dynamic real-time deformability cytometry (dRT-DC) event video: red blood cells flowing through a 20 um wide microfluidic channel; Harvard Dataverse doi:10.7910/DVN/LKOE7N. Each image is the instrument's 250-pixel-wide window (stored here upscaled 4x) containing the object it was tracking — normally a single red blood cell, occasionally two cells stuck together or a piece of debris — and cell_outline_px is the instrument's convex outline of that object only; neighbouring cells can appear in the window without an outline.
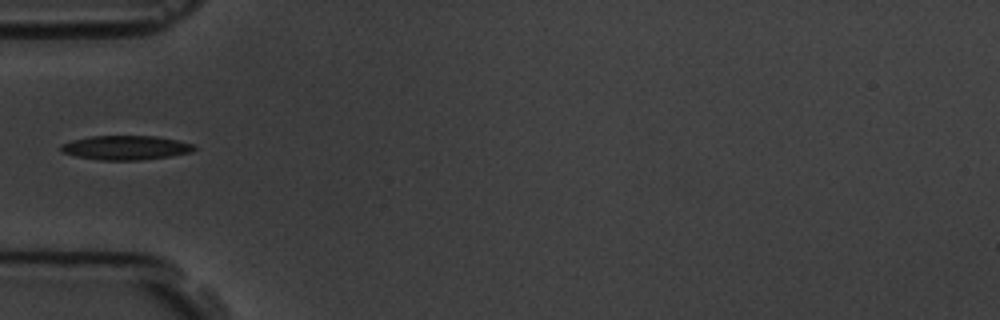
{"species": "common noctule bat (a hibernating species)", "species_latin": "Nyctalus noctula", "temperature_condition": "room temperature", "stored_images_in_passage": 8, "camera_frame_rate_fps": 3000, "um_per_image_px": 0.085, "animal": {"sex": "male", "body_mass_g": 19.5, "forearm_length_mm": 54.6}, "frame": {"image": 1, "passage_image": 3, "time_ms": 2.333, "image_size_px": [1000, 320], "cell_outline_px": [[196, 148], [192, 152], [168, 156], [140, 160], [100, 160], [76, 156], [60, 152], [60, 144], [72, 140], [92, 136], [156, 136], [176, 140], [192, 144]], "centroid_in_image_um": [10.64, 12.55], "position_along_channel_um": 74.4, "area_um2": 18.73}}
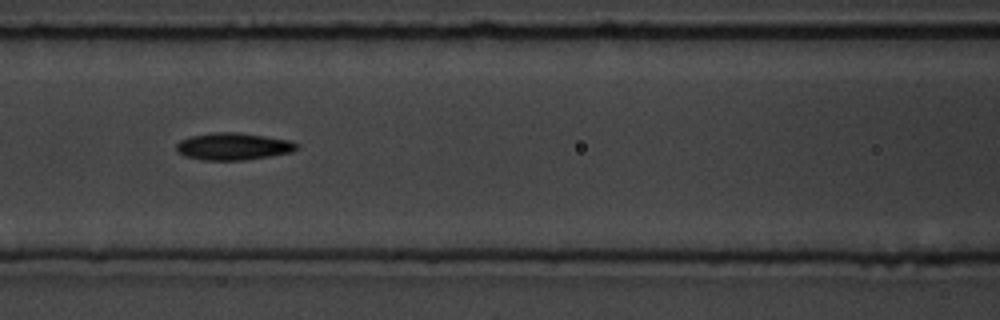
{"frame": {"image": 2, "passage_image": 5, "time_ms": 4.333, "image_size_px": [1000, 320], "cell_outline_px": [[300, 148], [292, 152], [244, 160], [200, 160], [184, 156], [176, 152], [176, 144], [180, 140], [188, 136], [212, 132], [240, 132], [292, 140], [300, 144]], "centroid_in_image_um": [19.82, 12.43], "position_along_channel_um": 146.8, "area_um2": 19.48}}
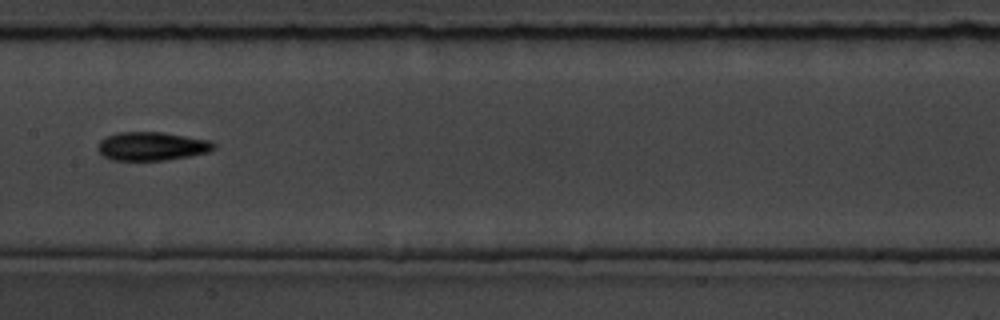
{"frame": {"image": 3, "passage_image": 6, "time_ms": 5.667, "image_size_px": [1000, 320], "cell_outline_px": [[216, 148], [208, 152], [188, 156], [164, 160], [112, 160], [104, 156], [96, 148], [100, 140], [116, 132], [160, 132], [212, 140], [216, 144]], "centroid_in_image_um": [12.92, 12.42], "position_along_channel_um": 194.5, "area_um2": 19.31}}